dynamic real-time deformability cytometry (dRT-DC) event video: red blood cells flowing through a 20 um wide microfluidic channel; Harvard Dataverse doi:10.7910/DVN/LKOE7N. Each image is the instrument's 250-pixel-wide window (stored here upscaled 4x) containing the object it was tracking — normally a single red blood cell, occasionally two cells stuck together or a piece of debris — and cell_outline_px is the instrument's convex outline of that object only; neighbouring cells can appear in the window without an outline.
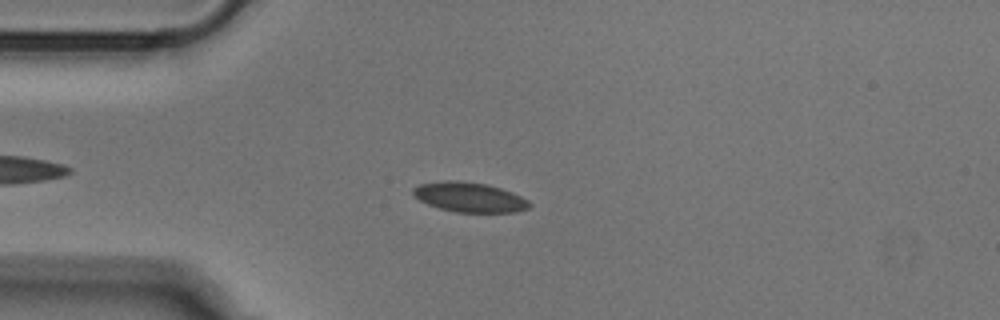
{"species": "Egyptian fruit bat (a non-hibernating species)", "species_latin": "Rousettus aegyptiacus", "temperature_condition": "cold", "stored_images_in_passage": 48, "camera_frame_rate_fps": 3000, "um_per_image_px": 0.085, "animal": {"sex": "male"}, "frame": {"image": 1, "passage_image": 9, "time_ms": 2.667, "image_size_px": [1000, 320], "cell_outline_px": [[532, 204], [528, 208], [516, 212], [456, 212], [440, 208], [428, 204], [420, 200], [412, 192], [412, 188], [420, 184], [444, 180], [456, 180], [484, 184], [500, 188], [512, 192], [528, 200]], "centroid_in_image_um": [39.91, 16.76], "position_along_channel_um": 45.1, "area_um2": 20.0}}
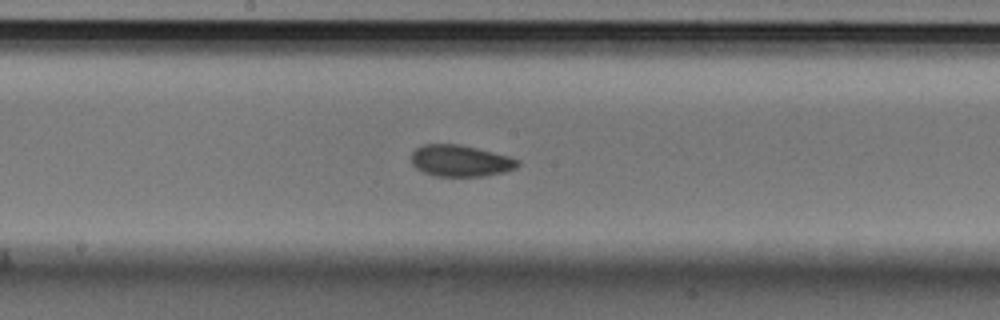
{"frame": {"image": 2, "passage_image": 23, "time_ms": 7.333, "image_size_px": [1000, 320], "cell_outline_px": [[520, 164], [516, 168], [504, 172], [484, 176], [436, 176], [424, 172], [416, 168], [412, 164], [412, 152], [416, 148], [424, 144], [460, 144], [508, 156], [520, 160]], "centroid_in_image_um": [39.14, 13.67], "position_along_channel_um": 209.1, "area_um2": 19.48}}
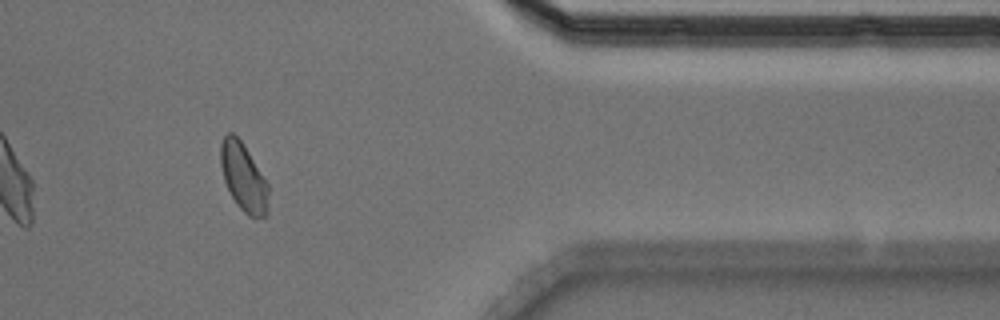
{"frame": {"image": 3, "passage_image": 39, "time_ms": 12.667, "image_size_px": [1000, 320], "cell_outline_px": [[268, 212], [264, 216], [248, 216], [236, 204], [224, 180], [220, 164], [220, 144], [224, 136], [228, 132], [232, 132], [244, 144], [268, 184]], "centroid_in_image_um": [20.69, 15.04], "position_along_channel_um": 390.7, "area_um2": 18.84}}